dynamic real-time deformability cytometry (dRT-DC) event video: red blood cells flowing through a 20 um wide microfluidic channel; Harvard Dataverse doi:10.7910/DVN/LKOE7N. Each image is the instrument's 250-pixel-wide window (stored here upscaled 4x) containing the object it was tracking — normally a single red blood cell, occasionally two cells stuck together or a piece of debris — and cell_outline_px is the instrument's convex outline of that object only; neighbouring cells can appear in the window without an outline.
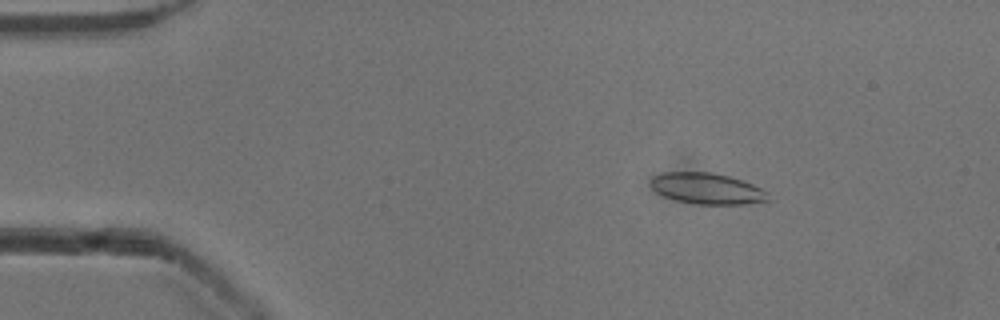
{"species": "common noctule bat (a hibernating species)", "species_latin": "Nyctalus noctula", "temperature_condition": "cold", "stored_images_in_passage": 48, "camera_frame_rate_fps": 3000, "um_per_image_px": 0.085, "animal": {"sex": "male", "body_mass_g": 13.3}, "frame": {"image": 1, "passage_image": 4, "time_ms": 1.0, "image_size_px": [1000, 320], "cell_outline_px": [[768, 200], [744, 204], [696, 204], [676, 200], [664, 196], [656, 192], [652, 188], [652, 176], [664, 172], [712, 172], [728, 176], [752, 184], [768, 192]], "centroid_in_image_um": [60.07, 16.02], "position_along_channel_um": 24.9, "area_um2": 21.04}}
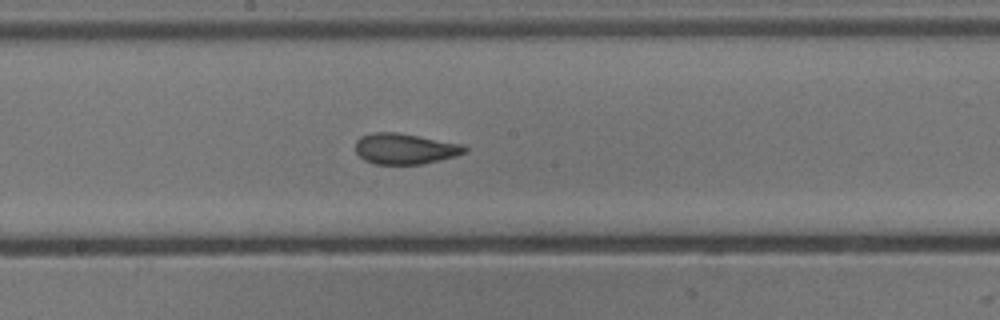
{"frame": {"image": 2, "passage_image": 24, "time_ms": 7.667, "image_size_px": [1000, 320], "cell_outline_px": [[468, 148], [464, 152], [456, 156], [424, 164], [372, 164], [364, 160], [356, 152], [356, 140], [360, 136], [372, 132], [396, 132], [464, 144]], "centroid_in_image_um": [34.41, 12.64], "position_along_channel_um": 213.8, "area_um2": 19.71}}
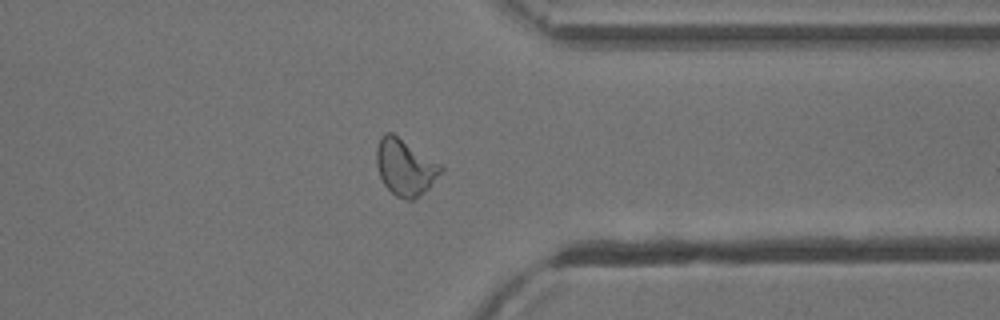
{"frame": {"image": 3, "passage_image": 37, "time_ms": 12.0, "image_size_px": [1000, 320], "cell_outline_px": [[444, 172], [420, 196], [412, 200], [404, 200], [396, 196], [384, 184], [380, 176], [376, 164], [376, 148], [380, 136], [384, 132], [392, 132], [440, 164], [444, 168]], "centroid_in_image_um": [34.43, 14.21], "position_along_channel_um": 377.0, "area_um2": 21.21}, "authors_computed_cell_mechanics": {"area_um2": 20.3167, "velocity_mm_per_s": 3.9, "shape_relaxation_time_tau1_ms": 6.0265, "shape_relaxation_time_tau2_ms": 1.1788, "deformation_change_tau1": 0.1461, "deformation_change_tau2": 0.0542}}